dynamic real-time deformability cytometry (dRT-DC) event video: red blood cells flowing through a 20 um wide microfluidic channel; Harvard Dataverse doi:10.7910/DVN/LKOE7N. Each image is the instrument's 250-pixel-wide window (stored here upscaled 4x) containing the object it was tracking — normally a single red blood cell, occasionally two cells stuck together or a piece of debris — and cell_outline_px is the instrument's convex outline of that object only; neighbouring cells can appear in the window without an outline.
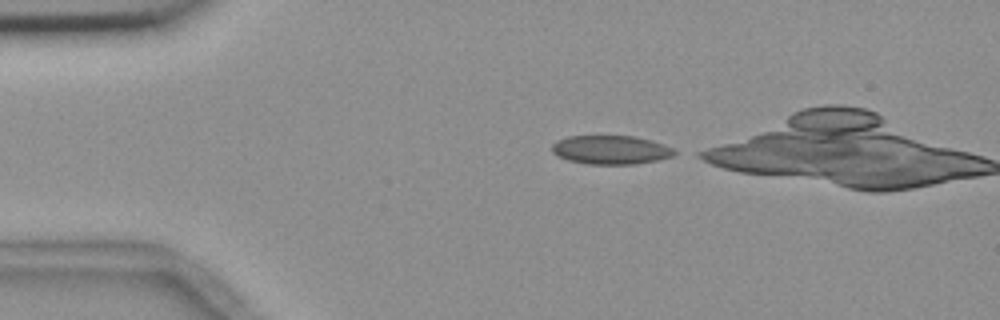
{"species": "common noctule bat (a hibernating species)", "species_latin": "Nyctalus noctula", "temperature_condition": "room temperature", "stored_images_in_passage": 14, "camera_frame_rate_fps": 3000, "um_per_image_px": 0.085, "animal": {"sex": "female", "body_mass_g": 18.4}, "frame": {"image": 1, "passage_image": 1, "time_ms": 0.0, "image_size_px": [1000, 320], "cell_outline_px": [[680, 152], [672, 156], [656, 160], [636, 164], [588, 164], [568, 160], [556, 156], [552, 152], [552, 144], [556, 140], [568, 136], [636, 136], [652, 140], [664, 144]], "centroid_in_image_um": [51.92, 12.73], "position_along_channel_um": 33.1, "area_um2": 20.75}}
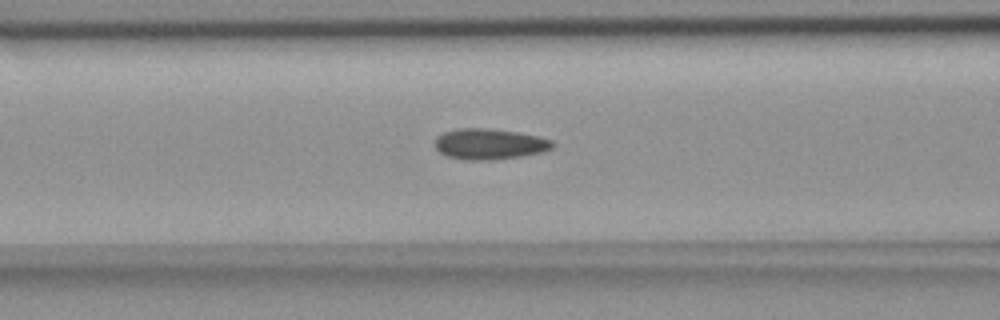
{"frame": {"image": 2, "passage_image": 12, "time_ms": 3.667, "image_size_px": [1000, 320], "cell_outline_px": [[556, 144], [552, 148], [540, 152], [520, 156], [492, 160], [464, 160], [448, 156], [440, 152], [436, 148], [436, 136], [444, 132], [460, 128], [484, 128], [516, 132], [536, 136], [552, 140]], "centroid_in_image_um": [41.59, 12.24], "position_along_channel_um": 125.0, "area_um2": 20.87}}